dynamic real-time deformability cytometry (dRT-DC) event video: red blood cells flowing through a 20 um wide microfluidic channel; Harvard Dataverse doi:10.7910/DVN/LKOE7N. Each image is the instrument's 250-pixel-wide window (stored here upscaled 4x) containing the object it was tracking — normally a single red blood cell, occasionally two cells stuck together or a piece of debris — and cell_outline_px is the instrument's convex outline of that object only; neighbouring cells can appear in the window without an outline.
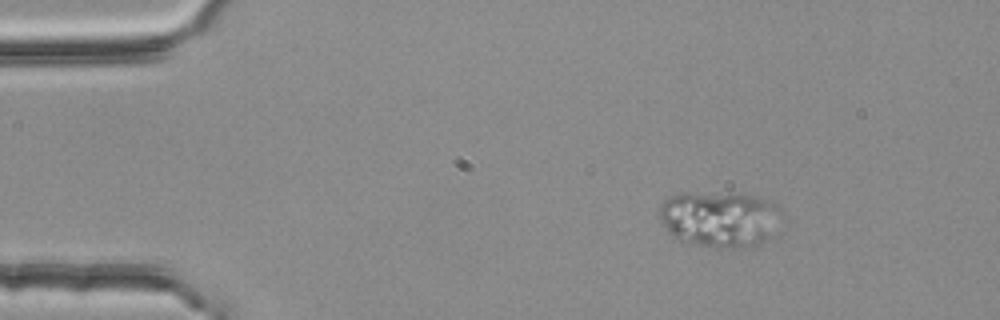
{"species": "common noctule bat (a hibernating species)", "species_latin": "Nyctalus noctula", "temperature_condition": "room temperature", "stored_images_in_passage": 3, "camera_frame_rate_fps": 3000, "um_per_image_px": 0.085, "animal": {"sex": "female", "body_mass_g": 25.1}, "frame": {"image": 1, "passage_image": 1, "time_ms": 0.0, "image_size_px": [1000, 320], "cell_outline_px": [[776, 208], [764, 240], [760, 244], [736, 248], [732, 248], [704, 244], [680, 240], [672, 236], [668, 232], [660, 216], [660, 204], [668, 196], [684, 192], [688, 192], [756, 196], [772, 204]], "centroid_in_image_um": [60.97, 18.59], "position_along_channel_um": 24.0, "area_um2": 37.51}}
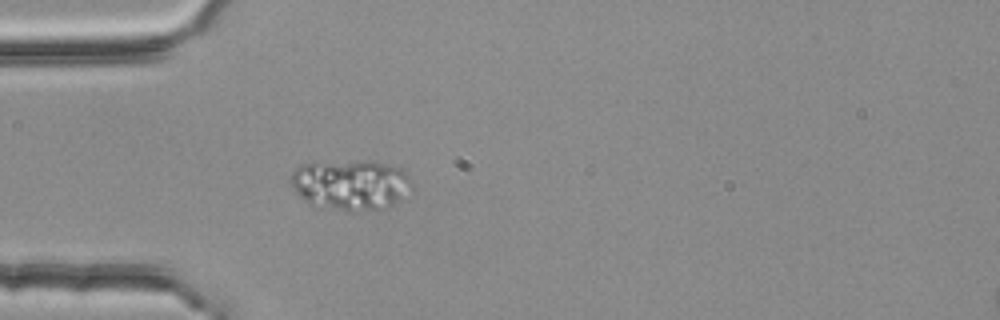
{"frame": {"image": 2, "passage_image": 3, "time_ms": 0.667, "image_size_px": [1000, 320], "cell_outline_px": [[416, 188], [388, 208], [312, 208], [292, 188], [292, 172], [300, 164], [312, 160], [372, 160], [392, 164], [404, 168], [412, 176], [416, 184]], "centroid_in_image_um": [29.87, 15.62], "position_along_channel_um": 55.1, "area_um2": 36.82}}